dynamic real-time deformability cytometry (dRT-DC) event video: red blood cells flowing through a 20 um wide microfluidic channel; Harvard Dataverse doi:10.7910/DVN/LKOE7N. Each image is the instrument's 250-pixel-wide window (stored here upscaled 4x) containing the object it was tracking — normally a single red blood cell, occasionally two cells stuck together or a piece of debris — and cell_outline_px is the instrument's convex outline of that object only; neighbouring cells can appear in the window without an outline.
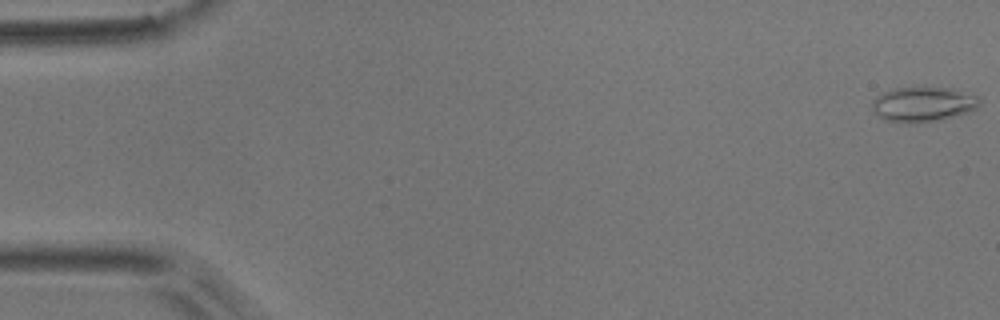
{"species": "common noctule bat (a hibernating species)", "species_latin": "Nyctalus noctula", "temperature_condition": "room temperature", "stored_images_in_passage": 7, "camera_frame_rate_fps": 3000, "um_per_image_px": 0.085, "animal": {"sex": "male", "body_mass_g": 17.9}, "frame": {"image": 1, "passage_image": 1, "time_ms": 0.0, "image_size_px": [1000, 320], "cell_outline_px": [[980, 104], [972, 112], [936, 120], [912, 124], [908, 124], [884, 120], [876, 116], [872, 112], [872, 100], [876, 96], [892, 88], [952, 88], [980, 96]], "centroid_in_image_um": [78.44, 8.88], "position_along_channel_um": 6.6, "area_um2": 22.2}}
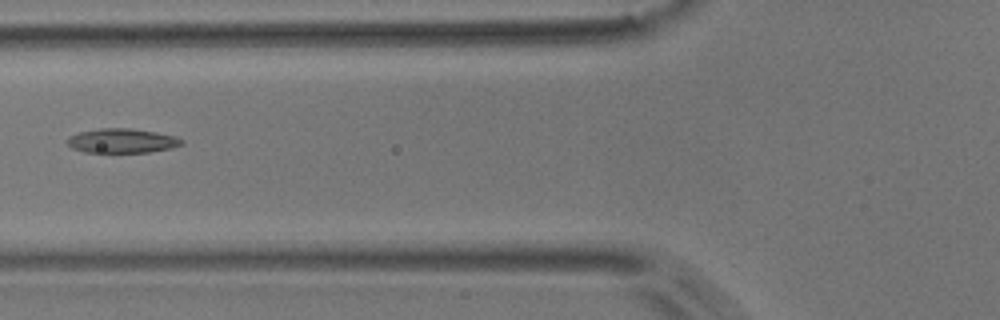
{"frame": {"image": 2, "passage_image": 6, "time_ms": 1.667, "image_size_px": [1000, 320], "cell_outline_px": [[184, 144], [172, 148], [148, 152], [84, 152], [72, 148], [68, 144], [68, 136], [80, 132], [100, 128], [128, 128], [156, 132], [172, 136], [184, 140]], "centroid_in_image_um": [10.37, 11.97], "position_along_channel_um": 115.4, "area_um2": 16.13}}
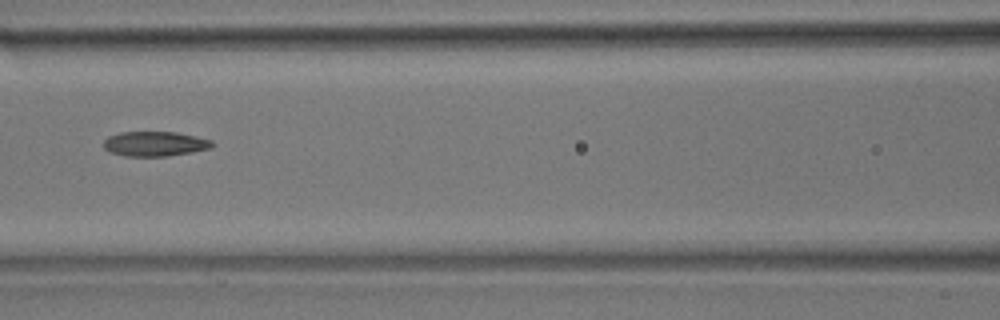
{"frame": {"image": 3, "passage_image": 7, "time_ms": 2.0, "image_size_px": [1000, 320], "cell_outline_px": [[216, 144], [212, 148], [192, 152], [168, 156], [124, 156], [108, 152], [104, 148], [104, 140], [108, 136], [120, 132], [176, 132], [196, 136], [212, 140]], "centroid_in_image_um": [13.18, 12.23], "position_along_channel_um": 153.4, "area_um2": 15.9}}